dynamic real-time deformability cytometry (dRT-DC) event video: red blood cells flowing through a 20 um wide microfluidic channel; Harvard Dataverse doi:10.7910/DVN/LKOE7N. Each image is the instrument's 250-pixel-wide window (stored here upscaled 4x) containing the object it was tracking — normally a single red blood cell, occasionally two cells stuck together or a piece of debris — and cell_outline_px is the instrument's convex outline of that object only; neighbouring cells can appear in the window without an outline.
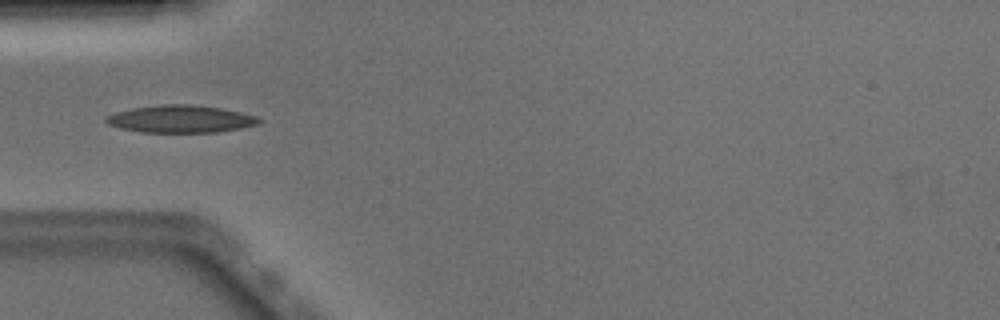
{"species": "Egyptian fruit bat (a non-hibernating species)", "species_latin": "Rousettus aegyptiacus", "temperature_condition": "warm", "stored_images_in_passage": 24, "camera_frame_rate_fps": 3000, "um_per_image_px": 0.085, "animal": {"sex": "male"}, "frame": {"image": 1, "passage_image": 3, "time_ms": 0.667, "image_size_px": [1000, 320], "cell_outline_px": [[264, 120], [260, 124], [240, 128], [216, 132], [140, 132], [120, 128], [108, 124], [104, 120], [104, 116], [116, 112], [132, 108], [160, 104], [188, 104], [220, 108], [240, 112], [256, 116]], "centroid_in_image_um": [15.34, 10.11], "position_along_channel_um": 69.7, "area_um2": 24.51}}
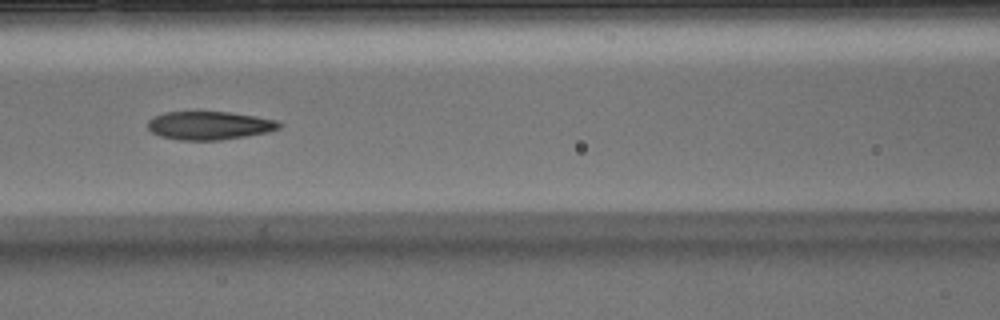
{"frame": {"image": 2, "passage_image": 9, "time_ms": 2.667, "image_size_px": [1000, 320], "cell_outline_px": [[284, 124], [280, 128], [268, 132], [220, 140], [180, 140], [160, 136], [152, 132], [148, 128], [148, 120], [152, 116], [164, 112], [228, 112], [256, 116], [276, 120]], "centroid_in_image_um": [17.79, 10.66], "position_along_channel_um": 148.8, "area_um2": 21.73}}
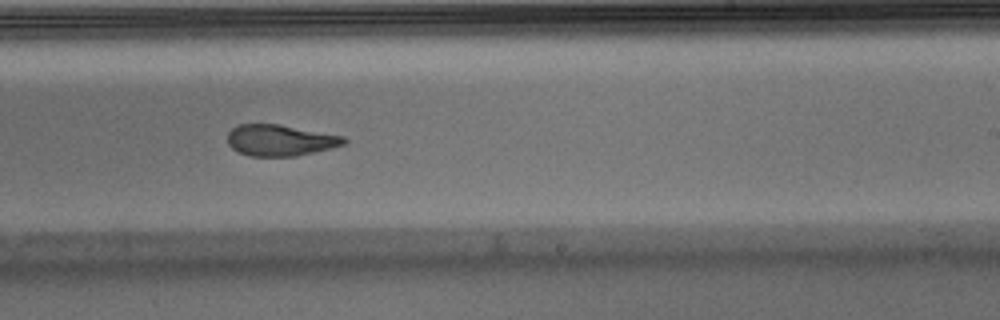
{"frame": {"image": 3, "passage_image": 18, "time_ms": 5.667, "image_size_px": [1000, 320], "cell_outline_px": [[348, 140], [344, 144], [332, 148], [296, 156], [248, 156], [232, 148], [228, 144], [228, 132], [236, 124], [276, 124], [344, 136]], "centroid_in_image_um": [23.8, 11.92], "position_along_channel_um": 265.2, "area_um2": 21.1}}